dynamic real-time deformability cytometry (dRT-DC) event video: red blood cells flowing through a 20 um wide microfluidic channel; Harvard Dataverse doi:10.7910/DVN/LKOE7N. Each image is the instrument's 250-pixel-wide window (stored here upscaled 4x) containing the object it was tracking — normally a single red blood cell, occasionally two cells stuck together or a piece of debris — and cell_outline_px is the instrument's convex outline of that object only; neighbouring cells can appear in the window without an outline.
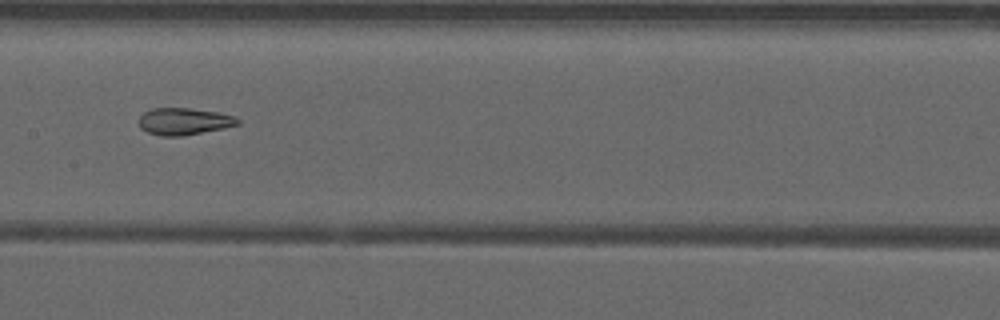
{"species": "common noctule bat (a hibernating species)", "species_latin": "Nyctalus noctula", "temperature_condition": "warm", "stored_images_in_passage": 53, "camera_frame_rate_fps": 3000, "um_per_image_px": 0.085, "animal": {"sex": "male", "forearm_length_mm": 52.5}, "frame": {"image": 1, "passage_image": 28, "time_ms": 9.0, "image_size_px": [1000, 320], "cell_outline_px": [[240, 124], [224, 128], [184, 136], [160, 136], [148, 132], [140, 128], [140, 116], [144, 112], [152, 108], [192, 108], [220, 112], [236, 116], [240, 120]], "centroid_in_image_um": [15.68, 10.31], "position_along_channel_um": 191.7, "area_um2": 15.72}}
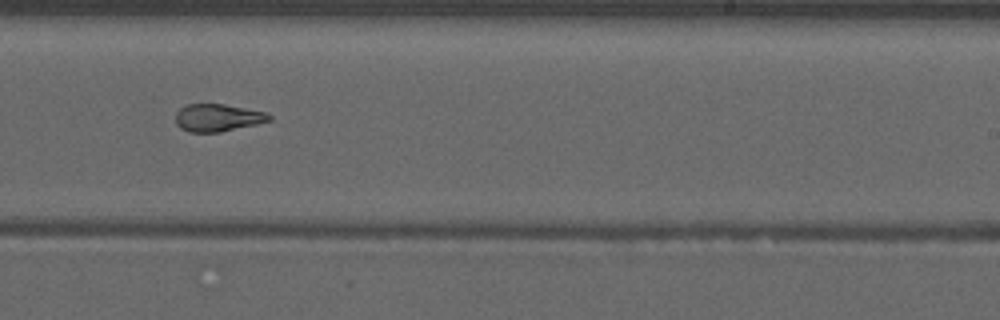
{"frame": {"image": 2, "passage_image": 34, "time_ms": 11.0, "image_size_px": [1000, 320], "cell_outline_px": [[272, 120], [256, 124], [220, 132], [188, 132], [180, 128], [176, 124], [176, 112], [180, 108], [188, 104], [224, 104], [264, 112], [272, 116]], "centroid_in_image_um": [18.48, 10.01], "position_along_channel_um": 270.5, "area_um2": 14.91}}
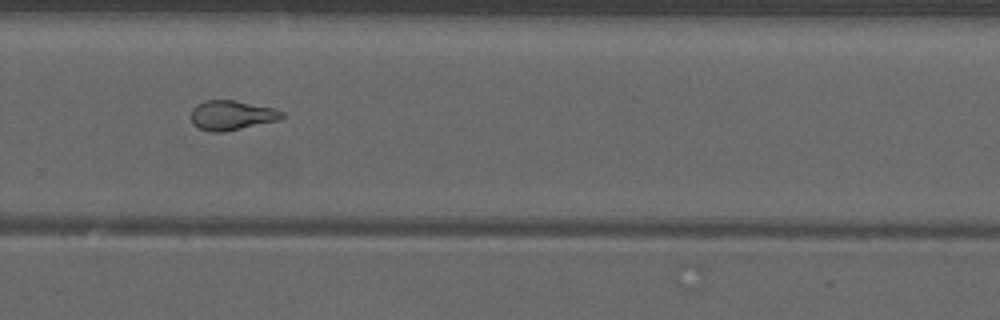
{"frame": {"image": 3, "passage_image": 37, "time_ms": 12.0, "image_size_px": [1000, 320], "cell_outline_px": [[284, 116], [280, 120], [224, 132], [212, 132], [200, 128], [192, 124], [192, 108], [196, 104], [204, 100], [232, 100], [272, 108], [284, 112]], "centroid_in_image_um": [19.68, 9.8], "position_along_channel_um": 310.1, "area_um2": 15.61}, "authors_computed_cell_mechanics": {"area_um2": 18.496, "velocity_mm_per_s": 3.9613, "shape_relaxation_time_tau1_ms": null, "shape_relaxation_time_tau2_ms": 2.8164, "deformation_change_tau1": null, "deformation_change_tau2": 0.1087}}